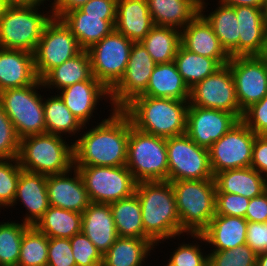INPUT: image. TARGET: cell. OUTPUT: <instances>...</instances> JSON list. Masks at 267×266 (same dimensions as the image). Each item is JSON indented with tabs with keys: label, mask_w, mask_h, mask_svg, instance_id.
I'll use <instances>...</instances> for the list:
<instances>
[{
	"label": "cell",
	"mask_w": 267,
	"mask_h": 266,
	"mask_svg": "<svg viewBox=\"0 0 267 266\" xmlns=\"http://www.w3.org/2000/svg\"><path fill=\"white\" fill-rule=\"evenodd\" d=\"M108 118L73 140L74 166L126 165L130 118L122 109H109Z\"/></svg>",
	"instance_id": "obj_1"
},
{
	"label": "cell",
	"mask_w": 267,
	"mask_h": 266,
	"mask_svg": "<svg viewBox=\"0 0 267 266\" xmlns=\"http://www.w3.org/2000/svg\"><path fill=\"white\" fill-rule=\"evenodd\" d=\"M135 192L140 201L144 239L155 246L181 237V225L171 182H138Z\"/></svg>",
	"instance_id": "obj_2"
},
{
	"label": "cell",
	"mask_w": 267,
	"mask_h": 266,
	"mask_svg": "<svg viewBox=\"0 0 267 266\" xmlns=\"http://www.w3.org/2000/svg\"><path fill=\"white\" fill-rule=\"evenodd\" d=\"M189 101L137 96L122 110L140 131L164 138L186 133Z\"/></svg>",
	"instance_id": "obj_3"
},
{
	"label": "cell",
	"mask_w": 267,
	"mask_h": 266,
	"mask_svg": "<svg viewBox=\"0 0 267 266\" xmlns=\"http://www.w3.org/2000/svg\"><path fill=\"white\" fill-rule=\"evenodd\" d=\"M181 235L201 234L216 215L214 179L172 181ZM186 233V234H185Z\"/></svg>",
	"instance_id": "obj_4"
},
{
	"label": "cell",
	"mask_w": 267,
	"mask_h": 266,
	"mask_svg": "<svg viewBox=\"0 0 267 266\" xmlns=\"http://www.w3.org/2000/svg\"><path fill=\"white\" fill-rule=\"evenodd\" d=\"M65 138V139H64ZM49 133L20 139L18 161L24 171L42 175L61 174L74 167L73 142Z\"/></svg>",
	"instance_id": "obj_5"
},
{
	"label": "cell",
	"mask_w": 267,
	"mask_h": 266,
	"mask_svg": "<svg viewBox=\"0 0 267 266\" xmlns=\"http://www.w3.org/2000/svg\"><path fill=\"white\" fill-rule=\"evenodd\" d=\"M125 166L137 183L168 180L166 138L140 131L130 120Z\"/></svg>",
	"instance_id": "obj_6"
},
{
	"label": "cell",
	"mask_w": 267,
	"mask_h": 266,
	"mask_svg": "<svg viewBox=\"0 0 267 266\" xmlns=\"http://www.w3.org/2000/svg\"><path fill=\"white\" fill-rule=\"evenodd\" d=\"M42 89V91H41ZM41 80L20 88L0 92V104L13 123L19 139L46 133ZM39 92V93H38Z\"/></svg>",
	"instance_id": "obj_7"
},
{
	"label": "cell",
	"mask_w": 267,
	"mask_h": 266,
	"mask_svg": "<svg viewBox=\"0 0 267 266\" xmlns=\"http://www.w3.org/2000/svg\"><path fill=\"white\" fill-rule=\"evenodd\" d=\"M43 11V12H41ZM35 6H7L0 19V48L34 53L51 11Z\"/></svg>",
	"instance_id": "obj_8"
},
{
	"label": "cell",
	"mask_w": 267,
	"mask_h": 266,
	"mask_svg": "<svg viewBox=\"0 0 267 266\" xmlns=\"http://www.w3.org/2000/svg\"><path fill=\"white\" fill-rule=\"evenodd\" d=\"M81 175L91 203L110 204L135 193L137 182L125 166H74Z\"/></svg>",
	"instance_id": "obj_9"
},
{
	"label": "cell",
	"mask_w": 267,
	"mask_h": 266,
	"mask_svg": "<svg viewBox=\"0 0 267 266\" xmlns=\"http://www.w3.org/2000/svg\"><path fill=\"white\" fill-rule=\"evenodd\" d=\"M133 43L114 29L87 50L92 75L109 91L123 77Z\"/></svg>",
	"instance_id": "obj_10"
},
{
	"label": "cell",
	"mask_w": 267,
	"mask_h": 266,
	"mask_svg": "<svg viewBox=\"0 0 267 266\" xmlns=\"http://www.w3.org/2000/svg\"><path fill=\"white\" fill-rule=\"evenodd\" d=\"M168 181L214 179L207 148L185 133L166 138Z\"/></svg>",
	"instance_id": "obj_11"
},
{
	"label": "cell",
	"mask_w": 267,
	"mask_h": 266,
	"mask_svg": "<svg viewBox=\"0 0 267 266\" xmlns=\"http://www.w3.org/2000/svg\"><path fill=\"white\" fill-rule=\"evenodd\" d=\"M83 49L61 19L52 18L44 27L33 53L37 77L41 80L51 69L79 54Z\"/></svg>",
	"instance_id": "obj_12"
},
{
	"label": "cell",
	"mask_w": 267,
	"mask_h": 266,
	"mask_svg": "<svg viewBox=\"0 0 267 266\" xmlns=\"http://www.w3.org/2000/svg\"><path fill=\"white\" fill-rule=\"evenodd\" d=\"M256 134L241 120L209 148L213 175L236 168L250 167Z\"/></svg>",
	"instance_id": "obj_13"
},
{
	"label": "cell",
	"mask_w": 267,
	"mask_h": 266,
	"mask_svg": "<svg viewBox=\"0 0 267 266\" xmlns=\"http://www.w3.org/2000/svg\"><path fill=\"white\" fill-rule=\"evenodd\" d=\"M189 106L211 108L235 114L240 120L234 79L228 64L190 88Z\"/></svg>",
	"instance_id": "obj_14"
},
{
	"label": "cell",
	"mask_w": 267,
	"mask_h": 266,
	"mask_svg": "<svg viewBox=\"0 0 267 266\" xmlns=\"http://www.w3.org/2000/svg\"><path fill=\"white\" fill-rule=\"evenodd\" d=\"M157 63L141 42H134L123 77L110 90L111 108L123 109L135 97L142 95Z\"/></svg>",
	"instance_id": "obj_15"
},
{
	"label": "cell",
	"mask_w": 267,
	"mask_h": 266,
	"mask_svg": "<svg viewBox=\"0 0 267 266\" xmlns=\"http://www.w3.org/2000/svg\"><path fill=\"white\" fill-rule=\"evenodd\" d=\"M230 67L242 111L267 94V68L258 56L230 57Z\"/></svg>",
	"instance_id": "obj_16"
},
{
	"label": "cell",
	"mask_w": 267,
	"mask_h": 266,
	"mask_svg": "<svg viewBox=\"0 0 267 266\" xmlns=\"http://www.w3.org/2000/svg\"><path fill=\"white\" fill-rule=\"evenodd\" d=\"M239 121L233 113L189 106L186 134L198 146L208 149Z\"/></svg>",
	"instance_id": "obj_17"
},
{
	"label": "cell",
	"mask_w": 267,
	"mask_h": 266,
	"mask_svg": "<svg viewBox=\"0 0 267 266\" xmlns=\"http://www.w3.org/2000/svg\"><path fill=\"white\" fill-rule=\"evenodd\" d=\"M57 93L83 126L88 125L90 119L94 118L93 113L98 110L97 105H100V101L105 100L106 104H111L110 91L94 76L90 80L63 88Z\"/></svg>",
	"instance_id": "obj_18"
},
{
	"label": "cell",
	"mask_w": 267,
	"mask_h": 266,
	"mask_svg": "<svg viewBox=\"0 0 267 266\" xmlns=\"http://www.w3.org/2000/svg\"><path fill=\"white\" fill-rule=\"evenodd\" d=\"M47 192L50 206L82 214L91 204L88 192L76 167L61 174L48 175Z\"/></svg>",
	"instance_id": "obj_19"
},
{
	"label": "cell",
	"mask_w": 267,
	"mask_h": 266,
	"mask_svg": "<svg viewBox=\"0 0 267 266\" xmlns=\"http://www.w3.org/2000/svg\"><path fill=\"white\" fill-rule=\"evenodd\" d=\"M21 204H20V203ZM23 205L26 212L22 222L34 226L48 210L47 176L22 170L11 208ZM15 206V207H13Z\"/></svg>",
	"instance_id": "obj_20"
},
{
	"label": "cell",
	"mask_w": 267,
	"mask_h": 266,
	"mask_svg": "<svg viewBox=\"0 0 267 266\" xmlns=\"http://www.w3.org/2000/svg\"><path fill=\"white\" fill-rule=\"evenodd\" d=\"M181 45L192 53L214 58L221 66L226 65L230 59L212 26L200 13L181 30Z\"/></svg>",
	"instance_id": "obj_21"
},
{
	"label": "cell",
	"mask_w": 267,
	"mask_h": 266,
	"mask_svg": "<svg viewBox=\"0 0 267 266\" xmlns=\"http://www.w3.org/2000/svg\"><path fill=\"white\" fill-rule=\"evenodd\" d=\"M81 232L104 255L119 237L110 205L91 203L82 213Z\"/></svg>",
	"instance_id": "obj_22"
},
{
	"label": "cell",
	"mask_w": 267,
	"mask_h": 266,
	"mask_svg": "<svg viewBox=\"0 0 267 266\" xmlns=\"http://www.w3.org/2000/svg\"><path fill=\"white\" fill-rule=\"evenodd\" d=\"M37 80L33 53L0 48V92L32 85Z\"/></svg>",
	"instance_id": "obj_23"
},
{
	"label": "cell",
	"mask_w": 267,
	"mask_h": 266,
	"mask_svg": "<svg viewBox=\"0 0 267 266\" xmlns=\"http://www.w3.org/2000/svg\"><path fill=\"white\" fill-rule=\"evenodd\" d=\"M61 20L77 38L80 47L88 50L115 29L116 16H94L80 9L66 13Z\"/></svg>",
	"instance_id": "obj_24"
},
{
	"label": "cell",
	"mask_w": 267,
	"mask_h": 266,
	"mask_svg": "<svg viewBox=\"0 0 267 266\" xmlns=\"http://www.w3.org/2000/svg\"><path fill=\"white\" fill-rule=\"evenodd\" d=\"M239 28V56H258L267 36V21L261 8L234 7Z\"/></svg>",
	"instance_id": "obj_25"
},
{
	"label": "cell",
	"mask_w": 267,
	"mask_h": 266,
	"mask_svg": "<svg viewBox=\"0 0 267 266\" xmlns=\"http://www.w3.org/2000/svg\"><path fill=\"white\" fill-rule=\"evenodd\" d=\"M154 26L146 0H117L116 31L141 42Z\"/></svg>",
	"instance_id": "obj_26"
},
{
	"label": "cell",
	"mask_w": 267,
	"mask_h": 266,
	"mask_svg": "<svg viewBox=\"0 0 267 266\" xmlns=\"http://www.w3.org/2000/svg\"><path fill=\"white\" fill-rule=\"evenodd\" d=\"M248 222L245 218L215 215L201 233L210 251H223L246 244Z\"/></svg>",
	"instance_id": "obj_27"
},
{
	"label": "cell",
	"mask_w": 267,
	"mask_h": 266,
	"mask_svg": "<svg viewBox=\"0 0 267 266\" xmlns=\"http://www.w3.org/2000/svg\"><path fill=\"white\" fill-rule=\"evenodd\" d=\"M217 7L206 15V8L211 5L209 2L199 5V13L212 26V29L219 39L222 48L230 57L239 56V28L238 20L233 6L223 4L216 0ZM205 13V14H204Z\"/></svg>",
	"instance_id": "obj_28"
},
{
	"label": "cell",
	"mask_w": 267,
	"mask_h": 266,
	"mask_svg": "<svg viewBox=\"0 0 267 266\" xmlns=\"http://www.w3.org/2000/svg\"><path fill=\"white\" fill-rule=\"evenodd\" d=\"M216 193L239 194L248 199L266 191V177L252 167L236 168L214 175Z\"/></svg>",
	"instance_id": "obj_29"
},
{
	"label": "cell",
	"mask_w": 267,
	"mask_h": 266,
	"mask_svg": "<svg viewBox=\"0 0 267 266\" xmlns=\"http://www.w3.org/2000/svg\"><path fill=\"white\" fill-rule=\"evenodd\" d=\"M140 96L189 101L190 89L183 81L173 61L155 66L147 88Z\"/></svg>",
	"instance_id": "obj_30"
},
{
	"label": "cell",
	"mask_w": 267,
	"mask_h": 266,
	"mask_svg": "<svg viewBox=\"0 0 267 266\" xmlns=\"http://www.w3.org/2000/svg\"><path fill=\"white\" fill-rule=\"evenodd\" d=\"M155 26L174 27L180 31L199 13L196 0H146Z\"/></svg>",
	"instance_id": "obj_31"
},
{
	"label": "cell",
	"mask_w": 267,
	"mask_h": 266,
	"mask_svg": "<svg viewBox=\"0 0 267 266\" xmlns=\"http://www.w3.org/2000/svg\"><path fill=\"white\" fill-rule=\"evenodd\" d=\"M92 77L89 54L87 50H82L76 56L51 69L41 81L46 91L50 89L54 91L56 88L55 92H58L72 84L90 80Z\"/></svg>",
	"instance_id": "obj_32"
},
{
	"label": "cell",
	"mask_w": 267,
	"mask_h": 266,
	"mask_svg": "<svg viewBox=\"0 0 267 266\" xmlns=\"http://www.w3.org/2000/svg\"><path fill=\"white\" fill-rule=\"evenodd\" d=\"M155 248L148 239L118 237L103 255V263L107 266H145Z\"/></svg>",
	"instance_id": "obj_33"
},
{
	"label": "cell",
	"mask_w": 267,
	"mask_h": 266,
	"mask_svg": "<svg viewBox=\"0 0 267 266\" xmlns=\"http://www.w3.org/2000/svg\"><path fill=\"white\" fill-rule=\"evenodd\" d=\"M43 106L46 133L61 137L75 136L77 138L80 132L84 131L83 125L66 107L58 93L57 95L44 97Z\"/></svg>",
	"instance_id": "obj_34"
},
{
	"label": "cell",
	"mask_w": 267,
	"mask_h": 266,
	"mask_svg": "<svg viewBox=\"0 0 267 266\" xmlns=\"http://www.w3.org/2000/svg\"><path fill=\"white\" fill-rule=\"evenodd\" d=\"M34 226L48 238L70 239L81 232L82 214L49 206Z\"/></svg>",
	"instance_id": "obj_35"
},
{
	"label": "cell",
	"mask_w": 267,
	"mask_h": 266,
	"mask_svg": "<svg viewBox=\"0 0 267 266\" xmlns=\"http://www.w3.org/2000/svg\"><path fill=\"white\" fill-rule=\"evenodd\" d=\"M109 205L119 237L144 239L142 211L136 192Z\"/></svg>",
	"instance_id": "obj_36"
},
{
	"label": "cell",
	"mask_w": 267,
	"mask_h": 266,
	"mask_svg": "<svg viewBox=\"0 0 267 266\" xmlns=\"http://www.w3.org/2000/svg\"><path fill=\"white\" fill-rule=\"evenodd\" d=\"M141 43L157 63H170L181 45V31L174 27L154 26Z\"/></svg>",
	"instance_id": "obj_37"
},
{
	"label": "cell",
	"mask_w": 267,
	"mask_h": 266,
	"mask_svg": "<svg viewBox=\"0 0 267 266\" xmlns=\"http://www.w3.org/2000/svg\"><path fill=\"white\" fill-rule=\"evenodd\" d=\"M174 62L189 89L221 67L214 58L192 53L182 45L178 48Z\"/></svg>",
	"instance_id": "obj_38"
},
{
	"label": "cell",
	"mask_w": 267,
	"mask_h": 266,
	"mask_svg": "<svg viewBox=\"0 0 267 266\" xmlns=\"http://www.w3.org/2000/svg\"><path fill=\"white\" fill-rule=\"evenodd\" d=\"M11 220L0 221V266H18L21 240L30 226L22 221L18 223Z\"/></svg>",
	"instance_id": "obj_39"
},
{
	"label": "cell",
	"mask_w": 267,
	"mask_h": 266,
	"mask_svg": "<svg viewBox=\"0 0 267 266\" xmlns=\"http://www.w3.org/2000/svg\"><path fill=\"white\" fill-rule=\"evenodd\" d=\"M49 238L35 226H29L21 240L18 266H43L48 261Z\"/></svg>",
	"instance_id": "obj_40"
},
{
	"label": "cell",
	"mask_w": 267,
	"mask_h": 266,
	"mask_svg": "<svg viewBox=\"0 0 267 266\" xmlns=\"http://www.w3.org/2000/svg\"><path fill=\"white\" fill-rule=\"evenodd\" d=\"M188 235L191 236V238L193 237V240L195 239V243L194 241H192V243H185L184 241L181 244L178 243V247L171 252L173 254L169 255L170 258L167 261L175 266H208L209 253L205 252V247L201 249L202 245L206 246L207 244L204 236L202 234H187V236Z\"/></svg>",
	"instance_id": "obj_41"
},
{
	"label": "cell",
	"mask_w": 267,
	"mask_h": 266,
	"mask_svg": "<svg viewBox=\"0 0 267 266\" xmlns=\"http://www.w3.org/2000/svg\"><path fill=\"white\" fill-rule=\"evenodd\" d=\"M17 158L0 159V209H8L15 198L20 173ZM1 212V211H0Z\"/></svg>",
	"instance_id": "obj_42"
},
{
	"label": "cell",
	"mask_w": 267,
	"mask_h": 266,
	"mask_svg": "<svg viewBox=\"0 0 267 266\" xmlns=\"http://www.w3.org/2000/svg\"><path fill=\"white\" fill-rule=\"evenodd\" d=\"M208 253V266H256L257 262V254L247 244Z\"/></svg>",
	"instance_id": "obj_43"
},
{
	"label": "cell",
	"mask_w": 267,
	"mask_h": 266,
	"mask_svg": "<svg viewBox=\"0 0 267 266\" xmlns=\"http://www.w3.org/2000/svg\"><path fill=\"white\" fill-rule=\"evenodd\" d=\"M69 240L76 266H97L103 262V255L82 232L75 234Z\"/></svg>",
	"instance_id": "obj_44"
},
{
	"label": "cell",
	"mask_w": 267,
	"mask_h": 266,
	"mask_svg": "<svg viewBox=\"0 0 267 266\" xmlns=\"http://www.w3.org/2000/svg\"><path fill=\"white\" fill-rule=\"evenodd\" d=\"M20 139L13 123L0 104V159L17 158Z\"/></svg>",
	"instance_id": "obj_45"
},
{
	"label": "cell",
	"mask_w": 267,
	"mask_h": 266,
	"mask_svg": "<svg viewBox=\"0 0 267 266\" xmlns=\"http://www.w3.org/2000/svg\"><path fill=\"white\" fill-rule=\"evenodd\" d=\"M241 121L256 135H267V94L243 111Z\"/></svg>",
	"instance_id": "obj_46"
},
{
	"label": "cell",
	"mask_w": 267,
	"mask_h": 266,
	"mask_svg": "<svg viewBox=\"0 0 267 266\" xmlns=\"http://www.w3.org/2000/svg\"><path fill=\"white\" fill-rule=\"evenodd\" d=\"M249 201L239 194L216 193V215L245 218Z\"/></svg>",
	"instance_id": "obj_47"
},
{
	"label": "cell",
	"mask_w": 267,
	"mask_h": 266,
	"mask_svg": "<svg viewBox=\"0 0 267 266\" xmlns=\"http://www.w3.org/2000/svg\"><path fill=\"white\" fill-rule=\"evenodd\" d=\"M47 263L53 266H76L69 239L49 238Z\"/></svg>",
	"instance_id": "obj_48"
},
{
	"label": "cell",
	"mask_w": 267,
	"mask_h": 266,
	"mask_svg": "<svg viewBox=\"0 0 267 266\" xmlns=\"http://www.w3.org/2000/svg\"><path fill=\"white\" fill-rule=\"evenodd\" d=\"M246 244L257 255L267 252V222H248Z\"/></svg>",
	"instance_id": "obj_49"
},
{
	"label": "cell",
	"mask_w": 267,
	"mask_h": 266,
	"mask_svg": "<svg viewBox=\"0 0 267 266\" xmlns=\"http://www.w3.org/2000/svg\"><path fill=\"white\" fill-rule=\"evenodd\" d=\"M250 167L264 177L267 176V135H256Z\"/></svg>",
	"instance_id": "obj_50"
},
{
	"label": "cell",
	"mask_w": 267,
	"mask_h": 266,
	"mask_svg": "<svg viewBox=\"0 0 267 266\" xmlns=\"http://www.w3.org/2000/svg\"><path fill=\"white\" fill-rule=\"evenodd\" d=\"M245 220L247 222H267V191L250 199Z\"/></svg>",
	"instance_id": "obj_51"
},
{
	"label": "cell",
	"mask_w": 267,
	"mask_h": 266,
	"mask_svg": "<svg viewBox=\"0 0 267 266\" xmlns=\"http://www.w3.org/2000/svg\"><path fill=\"white\" fill-rule=\"evenodd\" d=\"M79 9L88 15L116 16L117 0H89Z\"/></svg>",
	"instance_id": "obj_52"
},
{
	"label": "cell",
	"mask_w": 267,
	"mask_h": 266,
	"mask_svg": "<svg viewBox=\"0 0 267 266\" xmlns=\"http://www.w3.org/2000/svg\"><path fill=\"white\" fill-rule=\"evenodd\" d=\"M89 0H54L51 9L52 18L61 19L66 13L81 8Z\"/></svg>",
	"instance_id": "obj_53"
},
{
	"label": "cell",
	"mask_w": 267,
	"mask_h": 266,
	"mask_svg": "<svg viewBox=\"0 0 267 266\" xmlns=\"http://www.w3.org/2000/svg\"><path fill=\"white\" fill-rule=\"evenodd\" d=\"M8 6H35V7H43L44 8V3L48 4V2H52L49 6V4L47 5L48 7H50V11L52 9L53 6V1L54 0H5ZM42 5V6H41Z\"/></svg>",
	"instance_id": "obj_54"
},
{
	"label": "cell",
	"mask_w": 267,
	"mask_h": 266,
	"mask_svg": "<svg viewBox=\"0 0 267 266\" xmlns=\"http://www.w3.org/2000/svg\"><path fill=\"white\" fill-rule=\"evenodd\" d=\"M223 4L233 7L238 6H252L255 8H262L264 0H219Z\"/></svg>",
	"instance_id": "obj_55"
},
{
	"label": "cell",
	"mask_w": 267,
	"mask_h": 266,
	"mask_svg": "<svg viewBox=\"0 0 267 266\" xmlns=\"http://www.w3.org/2000/svg\"><path fill=\"white\" fill-rule=\"evenodd\" d=\"M258 57L264 62L265 67L267 68V36H266L265 42L263 44L262 51L258 55Z\"/></svg>",
	"instance_id": "obj_56"
},
{
	"label": "cell",
	"mask_w": 267,
	"mask_h": 266,
	"mask_svg": "<svg viewBox=\"0 0 267 266\" xmlns=\"http://www.w3.org/2000/svg\"><path fill=\"white\" fill-rule=\"evenodd\" d=\"M256 266H267V252L257 255Z\"/></svg>",
	"instance_id": "obj_57"
},
{
	"label": "cell",
	"mask_w": 267,
	"mask_h": 266,
	"mask_svg": "<svg viewBox=\"0 0 267 266\" xmlns=\"http://www.w3.org/2000/svg\"><path fill=\"white\" fill-rule=\"evenodd\" d=\"M7 6L8 5H7V3H6L5 0H0V19L3 16V14H4V12H5L6 8H7Z\"/></svg>",
	"instance_id": "obj_58"
},
{
	"label": "cell",
	"mask_w": 267,
	"mask_h": 266,
	"mask_svg": "<svg viewBox=\"0 0 267 266\" xmlns=\"http://www.w3.org/2000/svg\"><path fill=\"white\" fill-rule=\"evenodd\" d=\"M262 12L264 14V18L267 21V0H264V3L262 5Z\"/></svg>",
	"instance_id": "obj_59"
},
{
	"label": "cell",
	"mask_w": 267,
	"mask_h": 266,
	"mask_svg": "<svg viewBox=\"0 0 267 266\" xmlns=\"http://www.w3.org/2000/svg\"><path fill=\"white\" fill-rule=\"evenodd\" d=\"M207 0H196V2L200 5V4H206Z\"/></svg>",
	"instance_id": "obj_60"
},
{
	"label": "cell",
	"mask_w": 267,
	"mask_h": 266,
	"mask_svg": "<svg viewBox=\"0 0 267 266\" xmlns=\"http://www.w3.org/2000/svg\"><path fill=\"white\" fill-rule=\"evenodd\" d=\"M167 261H165V265H163V266H175V265H173V264H171L169 261H168V263H166Z\"/></svg>",
	"instance_id": "obj_61"
},
{
	"label": "cell",
	"mask_w": 267,
	"mask_h": 266,
	"mask_svg": "<svg viewBox=\"0 0 267 266\" xmlns=\"http://www.w3.org/2000/svg\"><path fill=\"white\" fill-rule=\"evenodd\" d=\"M97 266H107L106 264H104L103 262H101L100 264H98Z\"/></svg>",
	"instance_id": "obj_62"
},
{
	"label": "cell",
	"mask_w": 267,
	"mask_h": 266,
	"mask_svg": "<svg viewBox=\"0 0 267 266\" xmlns=\"http://www.w3.org/2000/svg\"><path fill=\"white\" fill-rule=\"evenodd\" d=\"M43 266H53V265H51V264H49V263H46V264H44Z\"/></svg>",
	"instance_id": "obj_63"
}]
</instances>
